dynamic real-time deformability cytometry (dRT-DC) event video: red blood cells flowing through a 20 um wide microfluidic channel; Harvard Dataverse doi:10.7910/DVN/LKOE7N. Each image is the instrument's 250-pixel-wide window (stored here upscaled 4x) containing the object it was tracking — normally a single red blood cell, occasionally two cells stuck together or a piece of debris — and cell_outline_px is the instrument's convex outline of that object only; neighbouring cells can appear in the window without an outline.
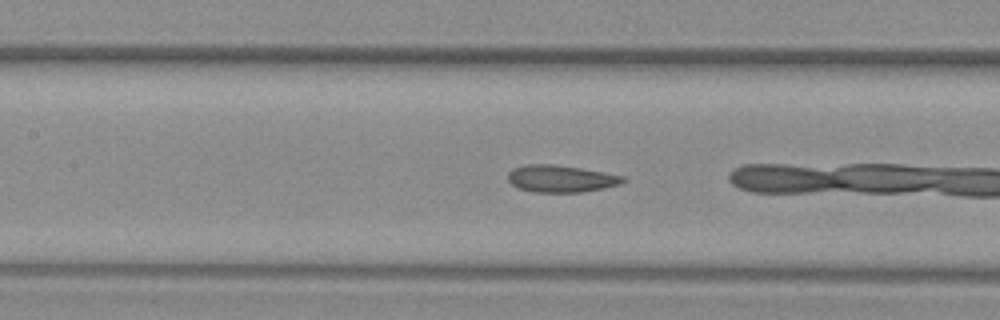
{"species": "common noctule bat (a hibernating species)", "species_latin": "Nyctalus noctula", "temperature_condition": "warm", "stored_images_in_passage": 8, "camera_frame_rate_fps": 3000, "um_per_image_px": 0.085, "animal": {"sex": "female", "body_mass_g": 29.2, "forearm_length_mm": 56.3}, "frame": {"image": 1, "passage_image": 7, "time_ms": 2.0, "image_size_px": [1000, 320], "cell_outline_px": [[628, 180], [620, 184], [604, 188], [584, 192], [532, 192], [516, 188], [508, 180], [508, 172], [512, 168], [528, 164], [552, 164], [580, 168], [604, 172], [624, 176]], "centroid_in_image_um": [47.67, 15.19], "position_along_channel_um": 159.7, "area_um2": 18.32}}